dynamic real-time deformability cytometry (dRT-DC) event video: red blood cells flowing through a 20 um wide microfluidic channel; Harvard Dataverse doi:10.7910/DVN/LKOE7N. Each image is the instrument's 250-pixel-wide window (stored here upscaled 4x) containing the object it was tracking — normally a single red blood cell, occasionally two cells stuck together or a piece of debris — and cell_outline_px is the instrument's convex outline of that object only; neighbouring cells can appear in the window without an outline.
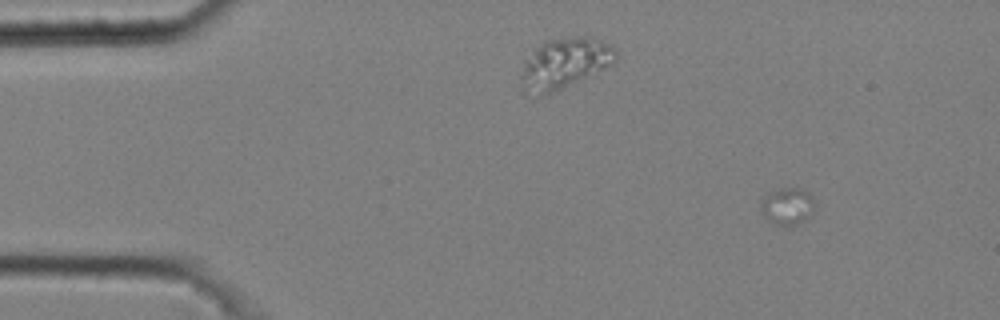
{"species": "common noctule bat (a hibernating species)", "species_latin": "Nyctalus noctula", "temperature_condition": "cold", "stored_images_in_passage": 4, "camera_frame_rate_fps": 3000, "um_per_image_px": 0.085, "animal": {"sex": "male", "body_mass_g": 20.4}, "frame": {"image": 1, "passage_image": 1, "time_ms": 0.0, "image_size_px": [1000, 320], "cell_outline_px": [[816, 204], [812, 212], [808, 216], [796, 224], [784, 228], [768, 220], [760, 208], [760, 200], [768, 192], [780, 188], [800, 188], [808, 192], [812, 196]], "centroid_in_image_um": [66.91, 17.51], "position_along_channel_um": 18.1, "area_um2": 11.79}}